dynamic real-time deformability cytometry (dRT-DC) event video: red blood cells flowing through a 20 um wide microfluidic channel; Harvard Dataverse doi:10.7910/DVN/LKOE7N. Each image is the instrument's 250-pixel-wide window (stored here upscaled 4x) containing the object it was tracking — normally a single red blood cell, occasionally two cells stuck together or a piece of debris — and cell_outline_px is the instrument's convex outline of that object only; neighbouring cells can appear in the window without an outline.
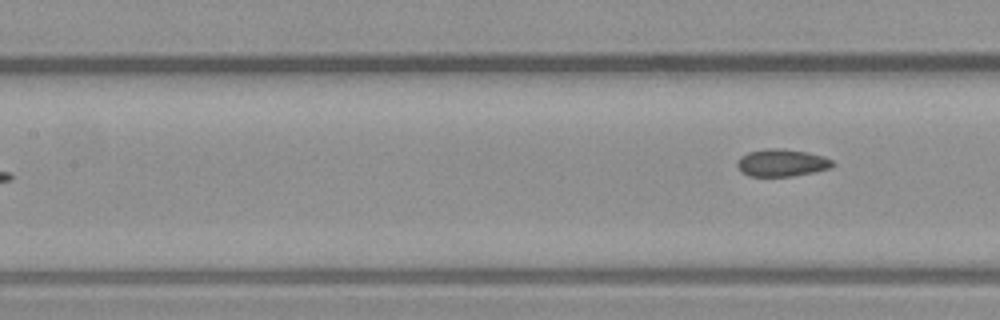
{"species": "common noctule bat (a hibernating species)", "species_latin": "Nyctalus noctula", "temperature_condition": "warm", "stored_images_in_passage": 8, "camera_frame_rate_fps": 3000, "um_per_image_px": 0.085, "animal": {"sex": "male", "body_mass_g": 23.1, "forearm_length_mm": 52.7}, "frame": {"image": 1, "passage_image": 8, "time_ms": 2.333, "image_size_px": [1000, 320], "cell_outline_px": [[836, 164], [832, 168], [816, 172], [792, 176], [748, 176], [740, 172], [736, 168], [736, 160], [740, 156], [748, 152], [764, 148], [780, 148], [804, 152], [824, 156], [832, 160]], "centroid_in_image_um": [66.42, 13.84], "position_along_channel_um": 141.0, "area_um2": 15.55}}